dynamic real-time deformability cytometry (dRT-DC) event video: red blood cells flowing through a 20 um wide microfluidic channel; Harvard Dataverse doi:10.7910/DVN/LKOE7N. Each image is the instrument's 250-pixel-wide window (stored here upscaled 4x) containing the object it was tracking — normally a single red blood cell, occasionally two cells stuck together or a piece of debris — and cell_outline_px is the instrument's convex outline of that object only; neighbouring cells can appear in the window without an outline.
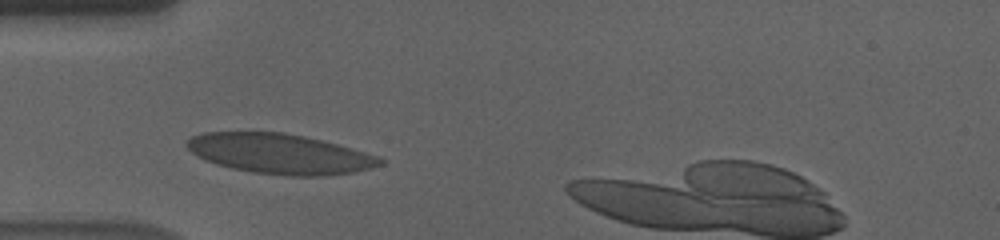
{"species": "human", "species_latin": "Homo sapiens", "temperature_condition": "cold", "stored_images_in_passage": 38, "camera_frame_rate_fps": 3000, "um_per_image_px": 0.085, "donor": {"sex": "male"}, "frame": {"image": 1, "passage_image": 9, "time_ms": 2.667, "image_size_px": [1000, 240], "cell_outline_px": [[384, 164], [372, 168], [352, 172], [324, 176], [288, 176], [252, 172], [232, 168], [216, 164], [204, 160], [196, 156], [184, 144], [192, 136], [204, 132], [284, 132], [304, 136], [352, 148], [380, 156], [384, 160]], "centroid_in_image_um": [23.79, 13.07], "position_along_channel_um": 61.2, "area_um2": 45.2}}
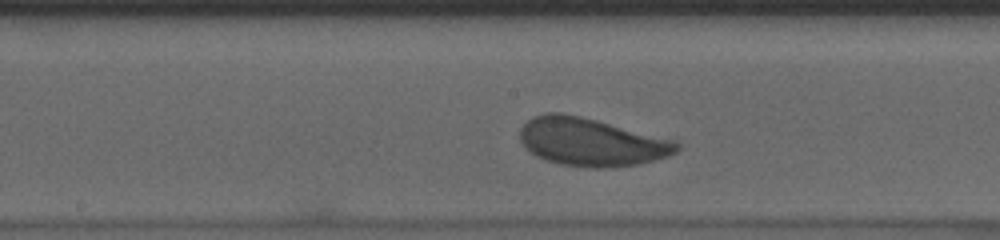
{"frame": {"image": 2, "passage_image": 21, "time_ms": 6.667, "image_size_px": [1000, 240], "cell_outline_px": [[680, 148], [676, 152], [668, 156], [640, 164], [604, 168], [588, 168], [560, 164], [544, 160], [536, 156], [520, 140], [520, 128], [532, 116], [544, 112], [560, 112], [580, 116], [680, 140]], "centroid_in_image_um": [50.31, 12.06], "position_along_channel_um": 197.9, "area_um2": 44.39}}
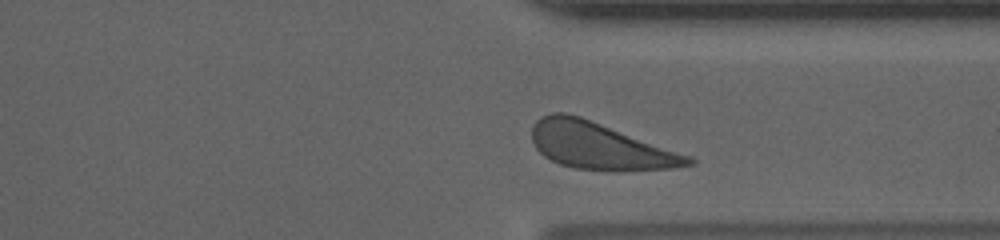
{"frame": {"image": 3, "passage_image": 35, "time_ms": 11.333, "image_size_px": [1000, 240], "cell_outline_px": [[696, 164], [676, 168], [624, 172], [608, 172], [576, 168], [560, 164], [544, 156], [536, 148], [532, 140], [532, 128], [536, 120], [540, 116], [552, 112], [564, 112], [580, 116], [692, 156], [696, 160]], "centroid_in_image_um": [51.04, 12.43], "position_along_channel_um": 360.4, "area_um2": 43.29}, "authors_computed_cell_mechanics": {"area_um2": 43.6968, "velocity_mm_per_s": 3.4849, "shape_relaxation_time_tau1_ms": 3.417, "shape_relaxation_time_tau2_ms": null, "deformation_change_tau1": 0.1438, "deformation_change_tau2": null}}